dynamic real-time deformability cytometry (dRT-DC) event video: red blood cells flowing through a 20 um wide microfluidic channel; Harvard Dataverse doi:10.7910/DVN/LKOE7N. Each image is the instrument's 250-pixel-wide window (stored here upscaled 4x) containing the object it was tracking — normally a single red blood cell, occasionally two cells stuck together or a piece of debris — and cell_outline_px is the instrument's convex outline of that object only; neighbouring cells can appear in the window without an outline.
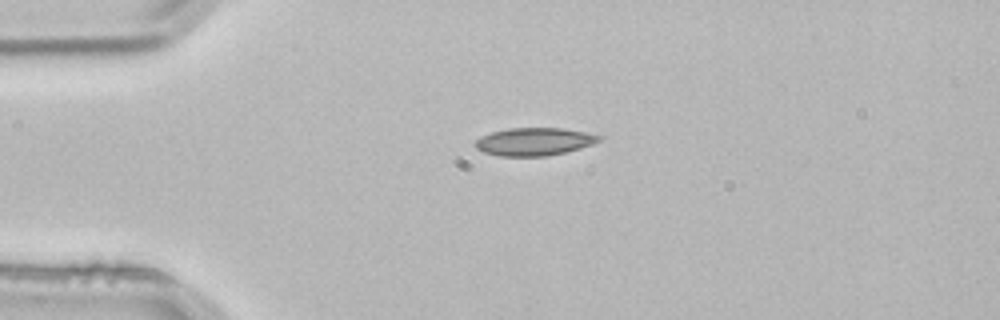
{"species": "common noctule bat (a hibernating species)", "species_latin": "Nyctalus noctula", "temperature_condition": "room temperature", "stored_images_in_passage": 2, "camera_frame_rate_fps": 3000, "um_per_image_px": 0.085, "animal": {"sex": "male", "body_mass_g": 21.5, "forearm_length_mm": 52.0}, "frame": {"image": 1, "passage_image": 1, "time_ms": 0.0, "image_size_px": [1000, 320], "cell_outline_px": [[604, 136], [600, 140], [592, 144], [580, 148], [548, 156], [500, 156], [484, 152], [476, 148], [476, 140], [492, 132], [508, 128], [564, 128]], "centroid_in_image_um": [45.44, 12.04], "position_along_channel_um": 39.6, "area_um2": 19.88}}
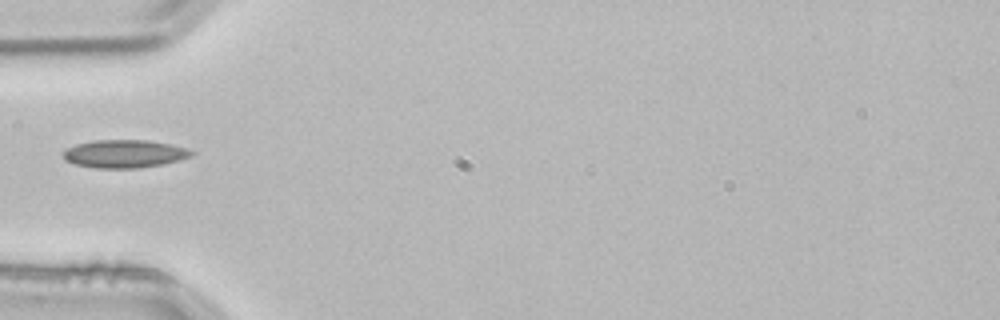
{"frame": {"image": 2, "passage_image": 2, "time_ms": 0.333, "image_size_px": [1000, 320], "cell_outline_px": [[196, 152], [192, 156], [180, 160], [164, 164], [136, 168], [96, 168], [76, 164], [64, 160], [64, 152], [68, 148], [76, 144], [92, 140], [148, 140], [188, 148]], "centroid_in_image_um": [10.62, 13.07], "position_along_channel_um": 74.4, "area_um2": 20.92}}